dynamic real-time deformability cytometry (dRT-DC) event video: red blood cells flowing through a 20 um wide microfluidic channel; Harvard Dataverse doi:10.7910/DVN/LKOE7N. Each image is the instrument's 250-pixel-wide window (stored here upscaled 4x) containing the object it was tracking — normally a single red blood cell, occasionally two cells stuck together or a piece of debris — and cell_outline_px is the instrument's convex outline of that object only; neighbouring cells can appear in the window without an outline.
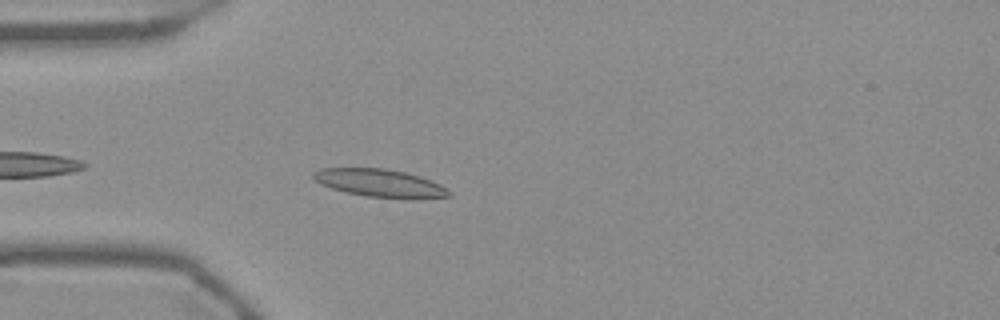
{"species": "Egyptian fruit bat (a non-hibernating species)", "species_latin": "Rousettus aegyptiacus", "temperature_condition": "warm", "stored_images_in_passage": 32, "camera_frame_rate_fps": 3000, "um_per_image_px": 0.085, "frame": {"image": 1, "passage_image": 4, "time_ms": 1.0, "image_size_px": [1000, 320], "cell_outline_px": [[452, 196], [404, 200], [364, 196], [332, 188], [312, 180], [312, 172], [320, 168], [384, 168], [404, 172], [420, 176], [440, 184], [452, 192]], "centroid_in_image_um": [32.31, 15.58], "position_along_channel_um": 52.7, "area_um2": 22.37}}
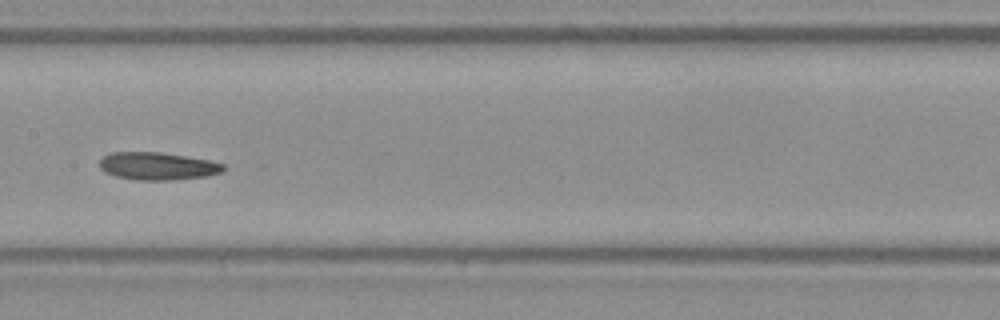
{"frame": {"image": 2, "passage_image": 16, "time_ms": 5.0, "image_size_px": [1000, 320], "cell_outline_px": [[224, 172], [204, 176], [172, 180], [136, 180], [116, 176], [104, 172], [100, 168], [100, 160], [104, 156], [112, 152], [160, 152], [208, 160], [224, 164]], "centroid_in_image_um": [13.37, 14.12], "position_along_channel_um": 194.0, "area_um2": 19.83}}
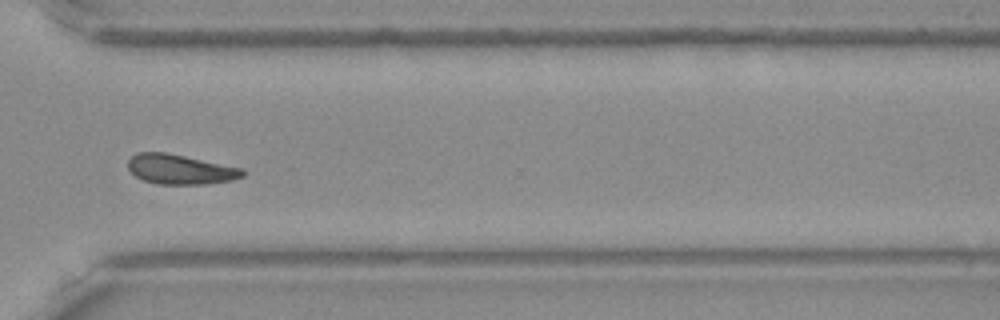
{"frame": {"image": 3, "passage_image": 29, "time_ms": 9.333, "image_size_px": [1000, 320], "cell_outline_px": [[244, 176], [232, 180], [204, 184], [160, 184], [144, 180], [136, 176], [128, 168], [128, 160], [136, 152], [164, 152], [244, 168]], "centroid_in_image_um": [15.33, 14.39], "position_along_channel_um": 355.3, "area_um2": 19.77}, "authors_computed_cell_mechanics": {"area_um2": 19.8543, "velocity_mm_per_s": 3.7147, "shape_relaxation_time_tau1_ms": 7.5351, "shape_relaxation_time_tau2_ms": 5.2585, "deformation_change_tau1": 0.1401, "deformation_change_tau2": 0.1018}}